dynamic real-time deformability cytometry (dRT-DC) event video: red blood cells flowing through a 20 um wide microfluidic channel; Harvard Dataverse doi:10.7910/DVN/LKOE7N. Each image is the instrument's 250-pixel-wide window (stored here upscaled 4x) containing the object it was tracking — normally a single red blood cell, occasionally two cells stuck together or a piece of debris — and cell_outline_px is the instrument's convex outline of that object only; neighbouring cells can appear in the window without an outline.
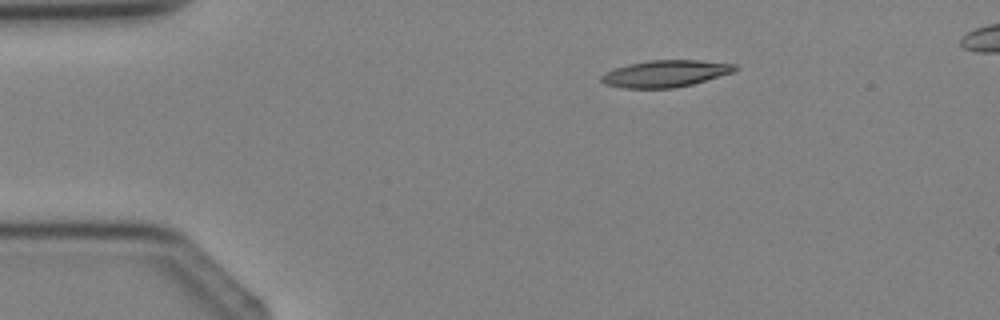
{"species": "Egyptian fruit bat (a non-hibernating species)", "species_latin": "Rousettus aegyptiacus", "temperature_condition": "cold", "stored_images_in_passage": 4, "camera_frame_rate_fps": 3000, "um_per_image_px": 0.085, "animal": {"sex": "female"}, "frame": {"image": 1, "passage_image": 2, "time_ms": 1.333, "image_size_px": [1000, 320], "cell_outline_px": [[740, 68], [732, 72], [692, 84], [672, 88], [620, 88], [604, 84], [600, 80], [600, 76], [604, 72], [628, 64], [648, 60], [700, 60], [736, 64]], "centroid_in_image_um": [56.52, 6.25], "position_along_channel_um": 28.5, "area_um2": 20.92}}